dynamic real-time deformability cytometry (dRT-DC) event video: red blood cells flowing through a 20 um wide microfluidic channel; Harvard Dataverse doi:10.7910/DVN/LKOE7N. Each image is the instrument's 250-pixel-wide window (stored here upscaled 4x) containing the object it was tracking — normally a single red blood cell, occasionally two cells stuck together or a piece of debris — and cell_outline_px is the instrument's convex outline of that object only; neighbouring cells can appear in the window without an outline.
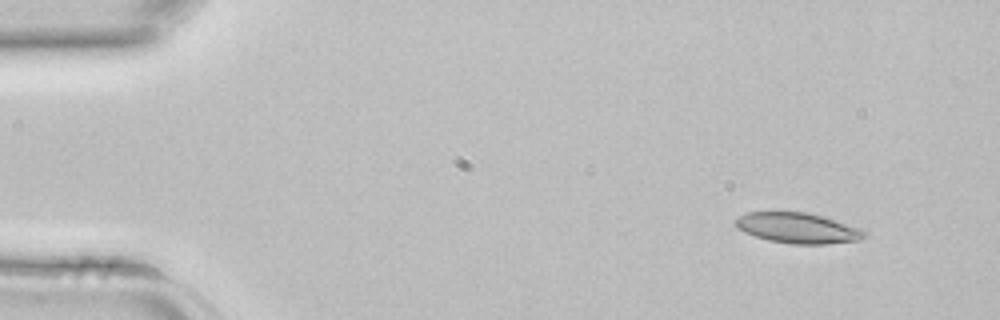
{"species": "common noctule bat (a hibernating species)", "species_latin": "Nyctalus noctula", "temperature_condition": "room temperature", "stored_images_in_passage": 3, "camera_frame_rate_fps": 3000, "um_per_image_px": 0.085, "animal": {"sex": "female", "body_mass_g": 22.7, "forearm_length_mm": 54.2}, "frame": {"image": 1, "passage_image": 1, "time_ms": 0.0, "image_size_px": [1000, 320], "cell_outline_px": [[868, 236], [860, 240], [824, 244], [792, 244], [768, 240], [744, 232], [736, 228], [736, 220], [740, 216], [748, 212], [808, 212], [824, 216], [860, 228], [868, 232]], "centroid_in_image_um": [67.86, 19.38], "position_along_channel_um": 17.1, "area_um2": 22.95}}